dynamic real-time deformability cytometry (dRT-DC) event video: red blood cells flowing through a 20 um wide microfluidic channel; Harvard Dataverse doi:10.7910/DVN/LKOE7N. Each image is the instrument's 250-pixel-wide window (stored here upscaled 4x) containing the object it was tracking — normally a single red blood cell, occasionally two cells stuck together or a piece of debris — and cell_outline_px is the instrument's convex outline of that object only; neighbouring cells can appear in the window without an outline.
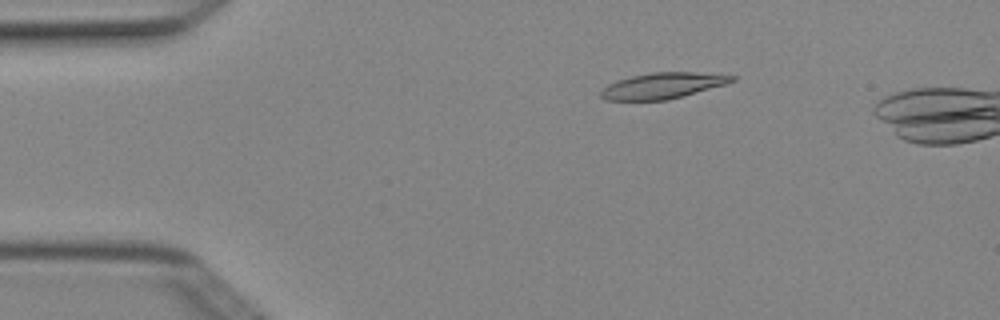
{"species": "Egyptian fruit bat (a non-hibernating species)", "species_latin": "Rousettus aegyptiacus", "temperature_condition": "cold", "stored_images_in_passage": 5, "camera_frame_rate_fps": 3000, "um_per_image_px": 0.085, "animal": {"sex": "female"}, "frame": {"image": 1, "passage_image": 3, "time_ms": 0.667, "image_size_px": [1000, 320], "cell_outline_px": [[736, 80], [728, 84], [668, 100], [604, 100], [600, 96], [600, 88], [616, 80], [648, 72], [696, 72], [736, 76]], "centroid_in_image_um": [56.31, 7.28], "position_along_channel_um": 28.7, "area_um2": 20.06}}
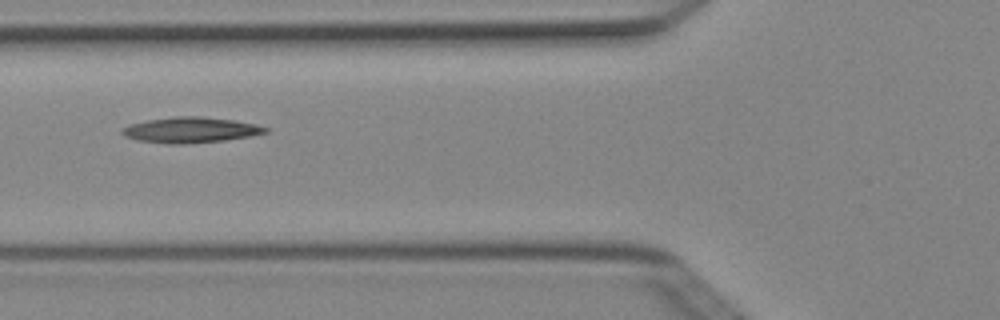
{"frame": {"image": 2, "passage_image": 5, "time_ms": 1.333, "image_size_px": [1000, 320], "cell_outline_px": [[272, 128], [268, 132], [252, 136], [224, 140], [188, 144], [168, 144], [140, 140], [124, 136], [120, 132], [120, 128], [128, 124], [148, 120], [176, 116], [200, 116], [232, 120], [256, 124]], "centroid_in_image_um": [16.21, 11.05], "position_along_channel_um": 109.6, "area_um2": 21.56}}